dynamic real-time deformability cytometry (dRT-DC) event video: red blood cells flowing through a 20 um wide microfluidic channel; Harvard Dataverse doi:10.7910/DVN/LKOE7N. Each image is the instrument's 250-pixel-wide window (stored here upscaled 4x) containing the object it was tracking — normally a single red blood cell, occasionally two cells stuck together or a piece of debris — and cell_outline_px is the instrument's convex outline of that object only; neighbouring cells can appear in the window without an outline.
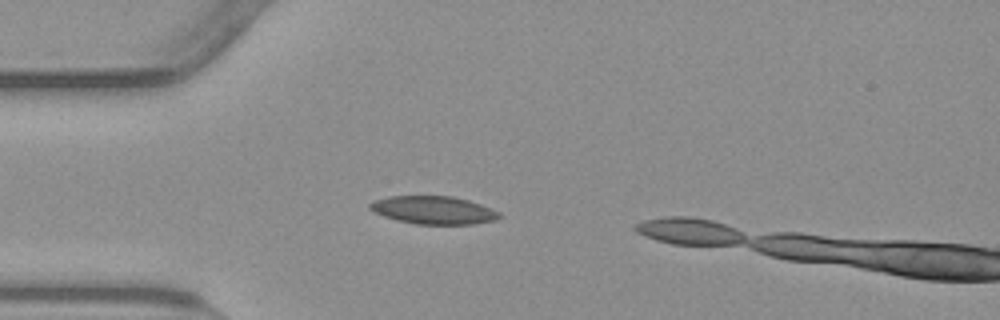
{"species": "common noctule bat (a hibernating species)", "species_latin": "Nyctalus noctula", "temperature_condition": "warm", "stored_images_in_passage": 16, "camera_frame_rate_fps": 3000, "um_per_image_px": 0.085, "animal": {"sex": "male", "body_mass_g": 23.1, "forearm_length_mm": 52.7}, "frame": {"image": 1, "passage_image": 10, "time_ms": 3.0, "image_size_px": [1000, 320], "cell_outline_px": [[504, 216], [496, 220], [476, 224], [416, 224], [396, 220], [372, 212], [368, 208], [368, 204], [372, 200], [388, 196], [452, 196], [468, 200], [480, 204], [500, 212]], "centroid_in_image_um": [36.83, 17.86], "position_along_channel_um": 48.2, "area_um2": 21.39}}
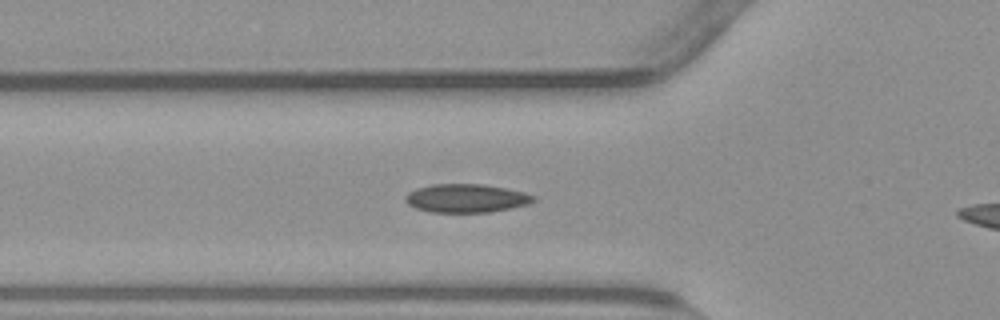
{"frame": {"image": 2, "passage_image": 14, "time_ms": 4.333, "image_size_px": [1000, 320], "cell_outline_px": [[536, 200], [528, 204], [512, 208], [488, 212], [432, 212], [416, 208], [408, 204], [404, 200], [404, 196], [408, 192], [416, 188], [436, 184], [484, 184], [524, 192], [536, 196]], "centroid_in_image_um": [39.63, 16.85], "position_along_channel_um": 86.2, "area_um2": 21.27}}